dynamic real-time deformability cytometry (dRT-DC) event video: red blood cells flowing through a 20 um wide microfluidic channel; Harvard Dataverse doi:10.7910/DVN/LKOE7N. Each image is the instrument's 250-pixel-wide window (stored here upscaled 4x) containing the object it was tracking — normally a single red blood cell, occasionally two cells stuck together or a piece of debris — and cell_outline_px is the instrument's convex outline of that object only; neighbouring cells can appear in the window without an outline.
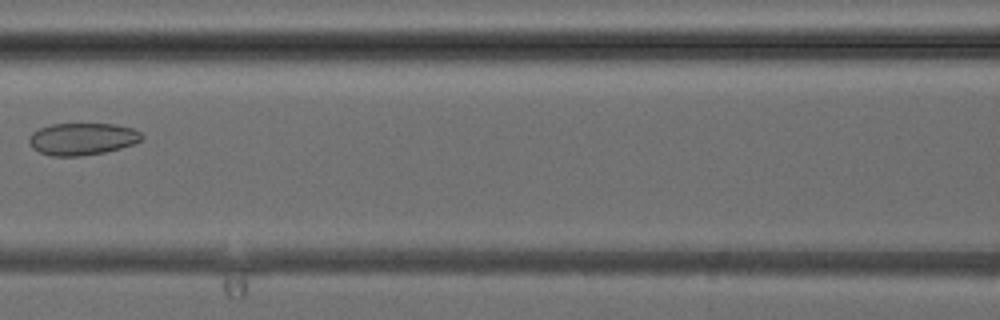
{"species": "common noctule bat (a hibernating species)", "species_latin": "Nyctalus noctula", "temperature_condition": "cold", "stored_images_in_passage": 6, "camera_frame_rate_fps": 3000, "um_per_image_px": 0.085, "animal": {"sex": "female", "body_mass_g": 24.6, "forearm_length_mm": 56.2}, "frame": {"image": 1, "passage_image": 6, "time_ms": 5.667, "image_size_px": [1000, 320], "cell_outline_px": [[144, 136], [140, 140], [132, 144], [120, 148], [104, 152], [80, 156], [52, 156], [40, 152], [32, 148], [28, 140], [28, 136], [32, 132], [40, 128], [52, 124], [116, 124], [132, 128], [140, 132]], "centroid_in_image_um": [6.97, 11.8], "position_along_channel_um": 159.6, "area_um2": 21.04}}